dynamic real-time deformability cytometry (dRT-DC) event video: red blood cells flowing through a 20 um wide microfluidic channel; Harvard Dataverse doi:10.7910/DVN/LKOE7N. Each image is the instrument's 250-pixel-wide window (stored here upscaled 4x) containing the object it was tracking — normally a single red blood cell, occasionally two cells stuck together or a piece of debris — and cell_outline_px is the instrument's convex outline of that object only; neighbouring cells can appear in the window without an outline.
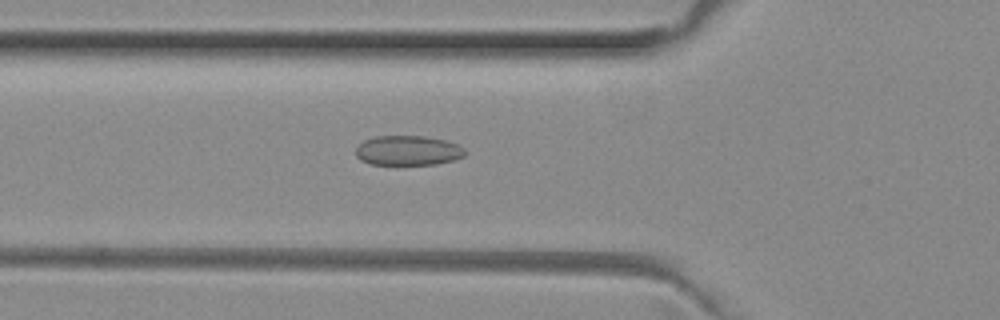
{"species": "common noctule bat (a hibernating species)", "species_latin": "Nyctalus noctula", "temperature_condition": "room temperature", "stored_images_in_passage": 36, "camera_frame_rate_fps": 3000, "um_per_image_px": 0.085, "animal": {"sex": "female", "body_mass_g": 29.2, "forearm_length_mm": 56.3}, "frame": {"image": 1, "passage_image": 3, "time_ms": 0.667, "image_size_px": [1000, 320], "cell_outline_px": [[464, 156], [452, 160], [436, 164], [372, 164], [360, 160], [356, 156], [356, 148], [364, 140], [372, 136], [424, 136], [444, 140], [456, 144], [464, 148]], "centroid_in_image_um": [34.64, 12.79], "position_along_channel_um": 91.2, "area_um2": 18.79}}
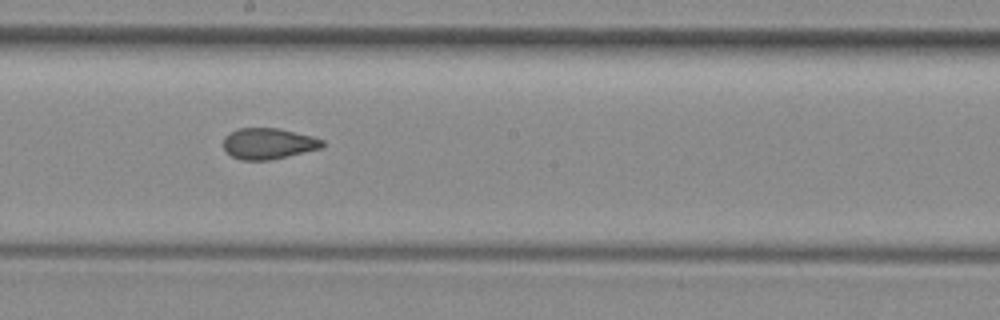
{"frame": {"image": 2, "passage_image": 13, "time_ms": 4.0, "image_size_px": [1000, 320], "cell_outline_px": [[324, 144], [320, 148], [288, 156], [268, 160], [240, 160], [232, 156], [224, 148], [224, 136], [236, 128], [280, 128], [312, 136], [324, 140]], "centroid_in_image_um": [22.8, 12.19], "position_along_channel_um": 225.4, "area_um2": 17.86}}
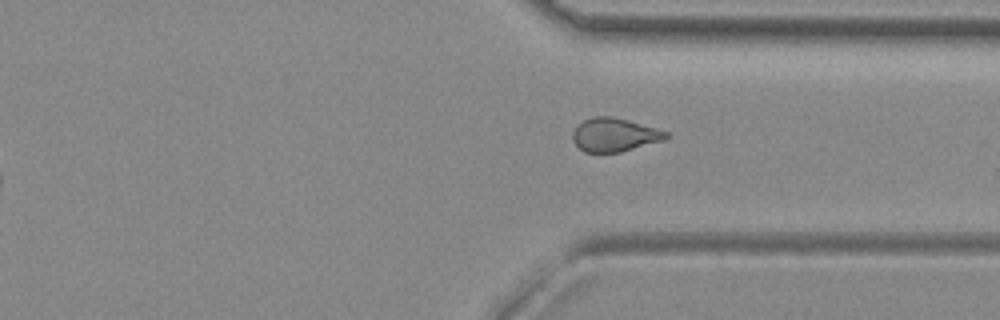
{"frame": {"image": 3, "passage_image": 23, "time_ms": 7.333, "image_size_px": [1000, 320], "cell_outline_px": [[668, 136], [664, 140], [620, 152], [584, 152], [572, 140], [572, 132], [576, 124], [592, 116], [612, 116], [628, 120], [656, 128], [668, 132]], "centroid_in_image_um": [52.19, 11.45], "position_along_channel_um": 359.2, "area_um2": 18.26}, "authors_computed_cell_mechanics": {"area_um2": 18.3226, "velocity_mm_per_s": 4.0131, "shape_relaxation_time_tau1_ms": null, "shape_relaxation_time_tau2_ms": 1.8736, "deformation_change_tau1": null, "deformation_change_tau2": 0.085}}